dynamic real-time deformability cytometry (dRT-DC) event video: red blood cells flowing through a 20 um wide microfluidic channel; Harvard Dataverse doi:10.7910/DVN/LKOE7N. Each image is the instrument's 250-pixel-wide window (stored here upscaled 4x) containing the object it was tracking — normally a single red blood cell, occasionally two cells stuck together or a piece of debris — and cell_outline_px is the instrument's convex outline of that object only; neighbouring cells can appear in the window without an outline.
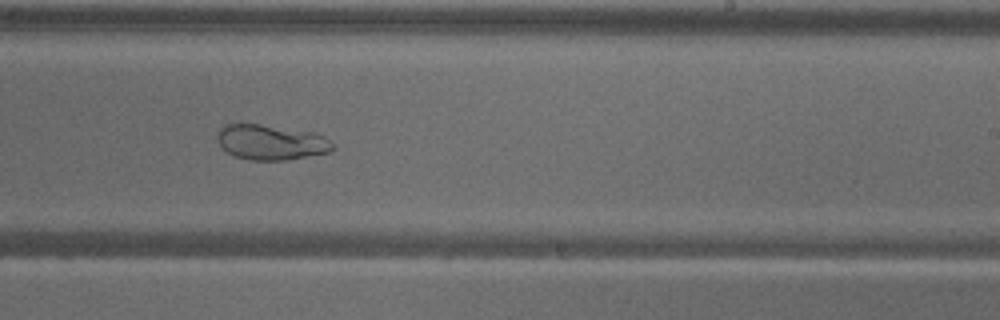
{"species": "common noctule bat (a hibernating species)", "species_latin": "Nyctalus noctula", "temperature_condition": "warm", "stored_images_in_passage": 38, "camera_frame_rate_fps": 3000, "um_per_image_px": 0.085, "animal": {"sex": "male", "body_mass_g": 18.8}, "frame": {"image": 1, "passage_image": 21, "time_ms": 6.667, "image_size_px": [1000, 320], "cell_outline_px": [[336, 148], [328, 152], [288, 160], [248, 160], [232, 156], [220, 144], [216, 136], [220, 128], [224, 124], [260, 124], [316, 132], [324, 136]], "centroid_in_image_um": [23.03, 12.09], "position_along_channel_um": 266.0, "area_um2": 23.76}, "authors_computed_cell_mechanics": {"area_um2": 24.3338, "velocity_mm_per_s": 3.57, "shape_relaxation_time_tau1_ms": null, "shape_relaxation_time_tau2_ms": 1.8573, "deformation_change_tau1": null, "deformation_change_tau2": 0.06}}